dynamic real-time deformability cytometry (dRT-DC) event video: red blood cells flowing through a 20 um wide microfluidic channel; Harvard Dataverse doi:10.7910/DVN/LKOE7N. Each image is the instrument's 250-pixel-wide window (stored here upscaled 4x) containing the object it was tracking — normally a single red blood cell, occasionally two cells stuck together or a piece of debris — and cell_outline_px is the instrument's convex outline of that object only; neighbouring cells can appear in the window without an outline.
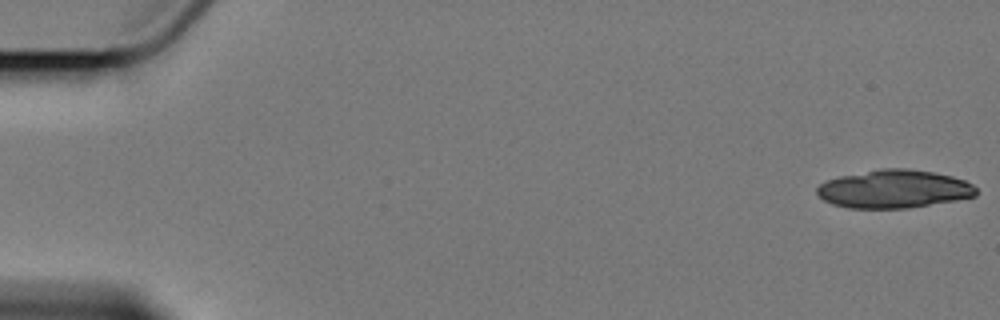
{"species": "Egyptian fruit bat (a non-hibernating species)", "species_latin": "Rousettus aegyptiacus", "temperature_condition": "cold", "stored_images_in_passage": 5, "camera_frame_rate_fps": 3000, "um_per_image_px": 0.085, "animal": {"sex": "female"}, "frame": {"image": 1, "passage_image": 1, "time_ms": 0.0, "image_size_px": [1000, 320], "cell_outline_px": [[976, 196], [908, 208], [848, 208], [832, 204], [824, 200], [816, 192], [816, 188], [820, 184], [828, 180], [840, 176], [880, 168], [904, 168], [932, 172], [952, 176], [964, 180], [972, 184], [976, 188]], "centroid_in_image_um": [75.96, 16.06], "position_along_channel_um": 9.0, "area_um2": 35.2}}